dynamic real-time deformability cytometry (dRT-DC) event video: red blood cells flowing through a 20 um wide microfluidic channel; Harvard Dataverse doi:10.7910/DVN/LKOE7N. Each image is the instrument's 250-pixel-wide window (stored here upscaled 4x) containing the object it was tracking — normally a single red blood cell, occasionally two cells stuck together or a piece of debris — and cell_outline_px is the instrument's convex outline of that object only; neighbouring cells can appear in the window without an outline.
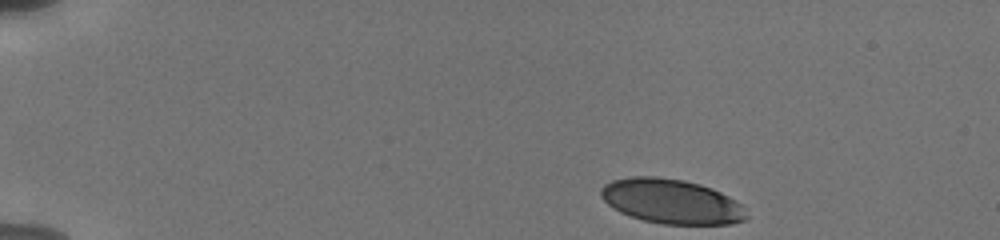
{"species": "human", "species_latin": "Homo sapiens", "temperature_condition": "cold", "stored_images_in_passage": 34, "camera_frame_rate_fps": 3000, "um_per_image_px": 0.085, "donor": {"sex": "male"}, "frame": {"image": 1, "passage_image": 1, "time_ms": 0.0, "image_size_px": [1000, 240], "cell_outline_px": [[748, 216], [744, 220], [732, 224], [664, 224], [644, 220], [620, 212], [612, 208], [600, 196], [600, 188], [604, 184], [612, 180], [632, 176], [656, 176], [684, 180], [700, 184], [712, 188], [736, 200], [740, 204]], "centroid_in_image_um": [57.05, 17.11], "position_along_channel_um": 27.9, "area_um2": 37.86}}
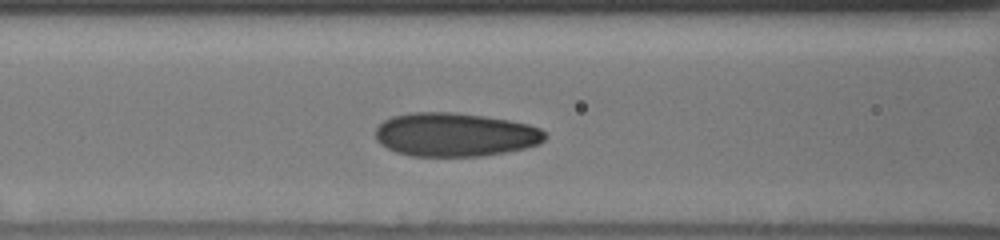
{"frame": {"image": 2, "passage_image": 17, "time_ms": 5.333, "image_size_px": [1000, 240], "cell_outline_px": [[548, 136], [540, 144], [524, 148], [504, 152], [480, 156], [412, 156], [396, 152], [380, 144], [376, 140], [376, 128], [384, 120], [392, 116], [408, 112], [452, 112], [484, 116], [508, 120], [528, 124], [540, 128]], "centroid_in_image_um": [38.67, 11.44], "position_along_channel_um": 127.9, "area_um2": 43.23}}
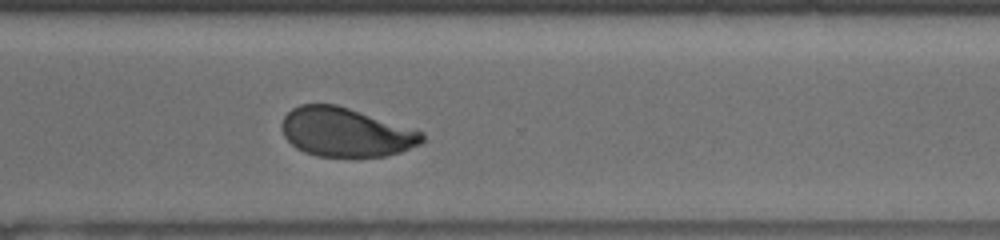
{"frame": {"image": 3, "passage_image": 33, "time_ms": 11.0, "image_size_px": [1000, 240], "cell_outline_px": [[424, 140], [420, 144], [400, 152], [384, 156], [316, 156], [304, 152], [296, 148], [284, 136], [280, 128], [280, 124], [284, 116], [292, 108], [300, 104], [336, 104], [424, 132]], "centroid_in_image_um": [29.35, 11.23], "position_along_channel_um": 341.2, "area_um2": 39.94}}